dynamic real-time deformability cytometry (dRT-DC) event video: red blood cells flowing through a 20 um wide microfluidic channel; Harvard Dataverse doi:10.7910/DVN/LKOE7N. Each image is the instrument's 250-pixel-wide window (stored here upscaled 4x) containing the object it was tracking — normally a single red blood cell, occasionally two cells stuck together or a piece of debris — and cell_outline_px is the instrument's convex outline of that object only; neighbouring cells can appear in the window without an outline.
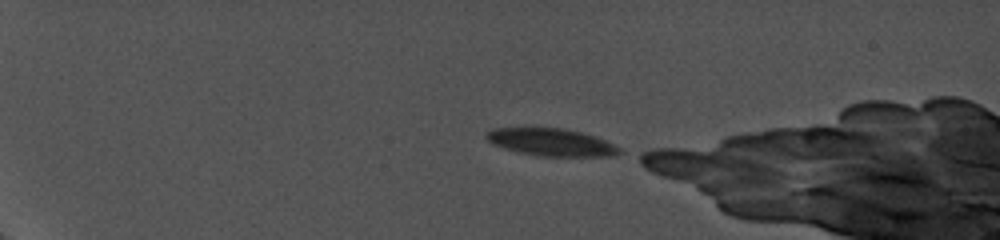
{"species": "common noctule bat (a hibernating species)", "species_latin": "Nyctalus noctula", "temperature_condition": "cold", "stored_images_in_passage": 35, "segment_of_instrument_passage": [1, 2], "camera_frame_rate_fps": 5000, "um_per_image_px": 0.085, "animal": {"sex": "female", "body_mass_g": 19.0, "forearm_length_mm": 56.7}, "frame": {"image": 1, "passage_image": 1, "time_ms": 0.0, "image_size_px": [1000, 240], "cell_outline_px": [[624, 152], [616, 156], [536, 156], [516, 152], [492, 144], [484, 136], [492, 128], [564, 128], [596, 136], [620, 148]], "centroid_in_image_um": [46.86, 12.1], "position_along_channel_um": 38.1, "area_um2": 21.39}}
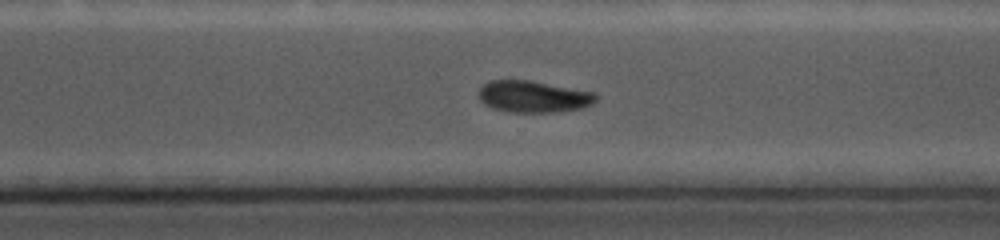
{"frame": {"image": 2, "passage_image": 29, "time_ms": 10.2, "image_size_px": [1000, 240], "cell_outline_px": [[596, 100], [592, 104], [584, 108], [556, 112], [508, 112], [492, 108], [484, 104], [480, 100], [480, 88], [484, 84], [492, 80], [532, 80], [596, 92]], "centroid_in_image_um": [45.37, 8.21], "position_along_channel_um": 325.2, "area_um2": 21.85}}
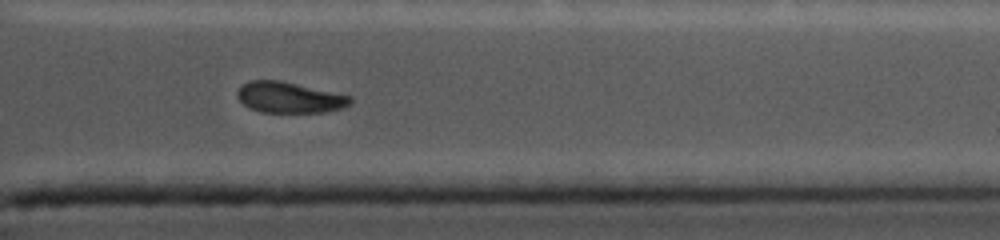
{"frame": {"image": 3, "passage_image": 32, "time_ms": 11.8, "image_size_px": [1000, 240], "cell_outline_px": [[352, 104], [344, 108], [328, 112], [260, 112], [248, 108], [236, 96], [236, 92], [244, 84], [252, 80], [280, 80], [352, 96]], "centroid_in_image_um": [24.63, 8.29], "position_along_channel_um": 386.8, "area_um2": 20.46}}